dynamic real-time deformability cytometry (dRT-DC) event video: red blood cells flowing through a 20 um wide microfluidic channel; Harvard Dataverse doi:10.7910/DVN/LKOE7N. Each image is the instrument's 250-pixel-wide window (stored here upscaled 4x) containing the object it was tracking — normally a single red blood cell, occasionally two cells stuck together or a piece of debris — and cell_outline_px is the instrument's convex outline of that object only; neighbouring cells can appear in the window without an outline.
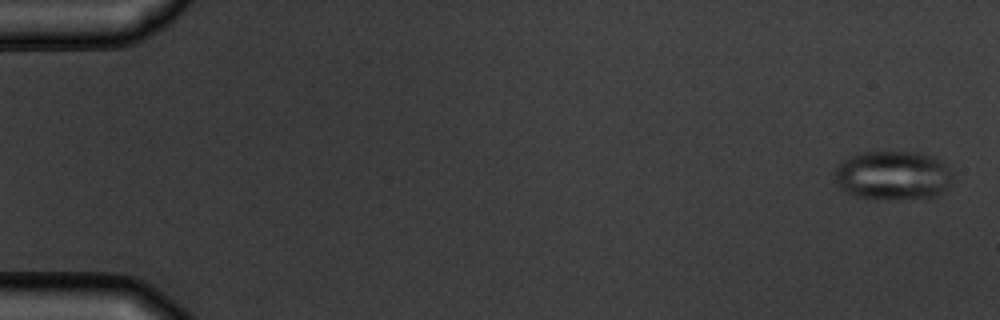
{"species": "common noctule bat (a hibernating species)", "species_latin": "Nyctalus noctula", "temperature_condition": "warm", "stored_images_in_passage": 8, "camera_frame_rate_fps": 3000, "um_per_image_px": 0.085, "animal": {"sex": "male", "body_mass_g": 19.5, "forearm_length_mm": 54.6}, "frame": {"image": 1, "passage_image": 1, "time_ms": 0.0, "image_size_px": [1000, 320], "cell_outline_px": [[952, 180], [936, 196], [856, 196], [844, 192], [840, 188], [836, 180], [836, 168], [844, 160], [860, 152], [916, 152], [936, 156], [944, 160], [952, 172]], "centroid_in_image_um": [75.93, 14.83], "position_along_channel_um": 9.1, "area_um2": 32.66}}